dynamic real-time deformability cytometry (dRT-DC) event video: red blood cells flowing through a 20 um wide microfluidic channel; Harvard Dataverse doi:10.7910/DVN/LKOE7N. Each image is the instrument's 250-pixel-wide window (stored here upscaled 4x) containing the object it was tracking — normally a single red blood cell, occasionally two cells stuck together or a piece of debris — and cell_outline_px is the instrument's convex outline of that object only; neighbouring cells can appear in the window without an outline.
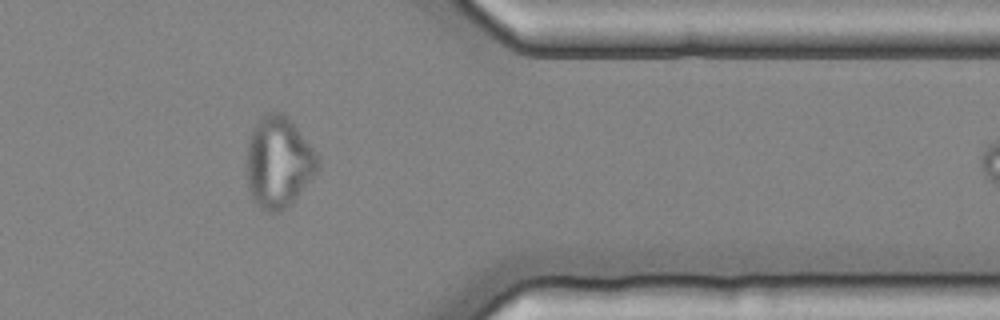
{"species": "common noctule bat (a hibernating species)", "species_latin": "Nyctalus noctula", "temperature_condition": "cold", "stored_images_in_passage": 10, "camera_frame_rate_fps": 3000, "um_per_image_px": 0.085, "animal": {"sex": "female", "body_mass_g": 25.1}, "frame": {"image": 1, "passage_image": 9, "time_ms": 2.667, "image_size_px": [1000, 320], "cell_outline_px": [[320, 168], [292, 204], [276, 212], [264, 212], [252, 200], [248, 188], [244, 172], [244, 168], [248, 140], [252, 128], [264, 112], [280, 112], [296, 128], [320, 156]], "centroid_in_image_um": [23.63, 13.83], "position_along_channel_um": 387.8, "area_um2": 38.55}}